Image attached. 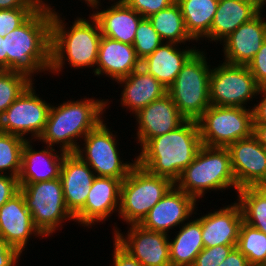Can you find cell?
<instances>
[{
	"label": "cell",
	"instance_id": "6da1fadb",
	"mask_svg": "<svg viewBox=\"0 0 266 266\" xmlns=\"http://www.w3.org/2000/svg\"><path fill=\"white\" fill-rule=\"evenodd\" d=\"M52 12L38 8L23 24L4 36L7 70L34 75L50 71ZM33 78V79H32Z\"/></svg>",
	"mask_w": 266,
	"mask_h": 266
},
{
	"label": "cell",
	"instance_id": "7bdbcfd3",
	"mask_svg": "<svg viewBox=\"0 0 266 266\" xmlns=\"http://www.w3.org/2000/svg\"><path fill=\"white\" fill-rule=\"evenodd\" d=\"M258 95L261 96L259 103L254 104L253 124H266V87H260Z\"/></svg>",
	"mask_w": 266,
	"mask_h": 266
},
{
	"label": "cell",
	"instance_id": "52a82bcc",
	"mask_svg": "<svg viewBox=\"0 0 266 266\" xmlns=\"http://www.w3.org/2000/svg\"><path fill=\"white\" fill-rule=\"evenodd\" d=\"M173 185L136 163L121 183L118 217L127 225L139 224Z\"/></svg>",
	"mask_w": 266,
	"mask_h": 266
},
{
	"label": "cell",
	"instance_id": "f1b7e54d",
	"mask_svg": "<svg viewBox=\"0 0 266 266\" xmlns=\"http://www.w3.org/2000/svg\"><path fill=\"white\" fill-rule=\"evenodd\" d=\"M189 35L198 42L209 32L219 0H176Z\"/></svg>",
	"mask_w": 266,
	"mask_h": 266
},
{
	"label": "cell",
	"instance_id": "bcb514c9",
	"mask_svg": "<svg viewBox=\"0 0 266 266\" xmlns=\"http://www.w3.org/2000/svg\"><path fill=\"white\" fill-rule=\"evenodd\" d=\"M253 135L266 148V124H253Z\"/></svg>",
	"mask_w": 266,
	"mask_h": 266
},
{
	"label": "cell",
	"instance_id": "e575fe53",
	"mask_svg": "<svg viewBox=\"0 0 266 266\" xmlns=\"http://www.w3.org/2000/svg\"><path fill=\"white\" fill-rule=\"evenodd\" d=\"M164 41L153 28L148 18H143L138 24L133 46L137 57L142 61L157 49Z\"/></svg>",
	"mask_w": 266,
	"mask_h": 266
},
{
	"label": "cell",
	"instance_id": "7dc6e473",
	"mask_svg": "<svg viewBox=\"0 0 266 266\" xmlns=\"http://www.w3.org/2000/svg\"><path fill=\"white\" fill-rule=\"evenodd\" d=\"M0 68L7 70V53L5 52L4 37L0 36Z\"/></svg>",
	"mask_w": 266,
	"mask_h": 266
},
{
	"label": "cell",
	"instance_id": "7402d4cb",
	"mask_svg": "<svg viewBox=\"0 0 266 266\" xmlns=\"http://www.w3.org/2000/svg\"><path fill=\"white\" fill-rule=\"evenodd\" d=\"M140 67L141 60L137 57L133 45L106 36L101 37L96 68L93 69L95 76L104 74L116 82Z\"/></svg>",
	"mask_w": 266,
	"mask_h": 266
},
{
	"label": "cell",
	"instance_id": "f546056e",
	"mask_svg": "<svg viewBox=\"0 0 266 266\" xmlns=\"http://www.w3.org/2000/svg\"><path fill=\"white\" fill-rule=\"evenodd\" d=\"M148 19L164 42L184 43L185 45L186 41H195L186 30L184 18L177 2L151 15Z\"/></svg>",
	"mask_w": 266,
	"mask_h": 266
},
{
	"label": "cell",
	"instance_id": "30bf717a",
	"mask_svg": "<svg viewBox=\"0 0 266 266\" xmlns=\"http://www.w3.org/2000/svg\"><path fill=\"white\" fill-rule=\"evenodd\" d=\"M110 130L103 119L83 138L84 147L79 146L75 154L91 167L96 176L123 181L137 163L136 157L132 162L121 160L117 132L114 135Z\"/></svg>",
	"mask_w": 266,
	"mask_h": 266
},
{
	"label": "cell",
	"instance_id": "8fae6325",
	"mask_svg": "<svg viewBox=\"0 0 266 266\" xmlns=\"http://www.w3.org/2000/svg\"><path fill=\"white\" fill-rule=\"evenodd\" d=\"M259 89L247 65L221 62L217 67L212 66L210 105L246 108L247 103L257 98Z\"/></svg>",
	"mask_w": 266,
	"mask_h": 266
},
{
	"label": "cell",
	"instance_id": "7c38bea8",
	"mask_svg": "<svg viewBox=\"0 0 266 266\" xmlns=\"http://www.w3.org/2000/svg\"><path fill=\"white\" fill-rule=\"evenodd\" d=\"M32 82L0 117V131L25 140H38L44 131L51 103L39 97ZM31 134V137H26ZM34 137V138H33Z\"/></svg>",
	"mask_w": 266,
	"mask_h": 266
},
{
	"label": "cell",
	"instance_id": "5b68a950",
	"mask_svg": "<svg viewBox=\"0 0 266 266\" xmlns=\"http://www.w3.org/2000/svg\"><path fill=\"white\" fill-rule=\"evenodd\" d=\"M175 185L196 201L210 190L224 191L231 187L237 192L228 149L202 145Z\"/></svg>",
	"mask_w": 266,
	"mask_h": 266
},
{
	"label": "cell",
	"instance_id": "277c9868",
	"mask_svg": "<svg viewBox=\"0 0 266 266\" xmlns=\"http://www.w3.org/2000/svg\"><path fill=\"white\" fill-rule=\"evenodd\" d=\"M95 99L84 96L81 100L51 104L44 131L38 140L51 147L60 144V150L75 153L81 146L78 140L81 141L103 120L102 115L109 108L108 99Z\"/></svg>",
	"mask_w": 266,
	"mask_h": 266
},
{
	"label": "cell",
	"instance_id": "8d00e7d4",
	"mask_svg": "<svg viewBox=\"0 0 266 266\" xmlns=\"http://www.w3.org/2000/svg\"><path fill=\"white\" fill-rule=\"evenodd\" d=\"M237 245H217L204 248L195 258L192 266H218Z\"/></svg>",
	"mask_w": 266,
	"mask_h": 266
},
{
	"label": "cell",
	"instance_id": "cb8c5ba5",
	"mask_svg": "<svg viewBox=\"0 0 266 266\" xmlns=\"http://www.w3.org/2000/svg\"><path fill=\"white\" fill-rule=\"evenodd\" d=\"M100 11L99 4L93 6L92 16L97 20L102 36L132 45L138 24L143 17L124 1L110 4ZM99 9V10H97Z\"/></svg>",
	"mask_w": 266,
	"mask_h": 266
},
{
	"label": "cell",
	"instance_id": "816d5d0a",
	"mask_svg": "<svg viewBox=\"0 0 266 266\" xmlns=\"http://www.w3.org/2000/svg\"><path fill=\"white\" fill-rule=\"evenodd\" d=\"M88 7L92 8V0H83Z\"/></svg>",
	"mask_w": 266,
	"mask_h": 266
},
{
	"label": "cell",
	"instance_id": "83f0119b",
	"mask_svg": "<svg viewBox=\"0 0 266 266\" xmlns=\"http://www.w3.org/2000/svg\"><path fill=\"white\" fill-rule=\"evenodd\" d=\"M175 237L169 236L171 266H192L197 255L204 249L201 217L184 222Z\"/></svg>",
	"mask_w": 266,
	"mask_h": 266
},
{
	"label": "cell",
	"instance_id": "d4e9b609",
	"mask_svg": "<svg viewBox=\"0 0 266 266\" xmlns=\"http://www.w3.org/2000/svg\"><path fill=\"white\" fill-rule=\"evenodd\" d=\"M179 46L177 43L163 42L141 61V68L167 89L175 81L182 66L198 50L195 46H187L188 49H184V46L181 49Z\"/></svg>",
	"mask_w": 266,
	"mask_h": 266
},
{
	"label": "cell",
	"instance_id": "ee69618b",
	"mask_svg": "<svg viewBox=\"0 0 266 266\" xmlns=\"http://www.w3.org/2000/svg\"><path fill=\"white\" fill-rule=\"evenodd\" d=\"M218 266H251L247 258L235 247Z\"/></svg>",
	"mask_w": 266,
	"mask_h": 266
},
{
	"label": "cell",
	"instance_id": "ffe728a7",
	"mask_svg": "<svg viewBox=\"0 0 266 266\" xmlns=\"http://www.w3.org/2000/svg\"><path fill=\"white\" fill-rule=\"evenodd\" d=\"M95 177L91 167L77 154L67 153L64 156L59 178L66 207L73 216L84 207Z\"/></svg>",
	"mask_w": 266,
	"mask_h": 266
},
{
	"label": "cell",
	"instance_id": "9a60e30c",
	"mask_svg": "<svg viewBox=\"0 0 266 266\" xmlns=\"http://www.w3.org/2000/svg\"><path fill=\"white\" fill-rule=\"evenodd\" d=\"M199 201H196L174 184L163 198L147 213L139 225L145 229L163 232L169 235L170 229L173 230L176 226L180 227L190 217H194L192 214H197L196 205L198 204L196 203Z\"/></svg>",
	"mask_w": 266,
	"mask_h": 266
},
{
	"label": "cell",
	"instance_id": "60d3db41",
	"mask_svg": "<svg viewBox=\"0 0 266 266\" xmlns=\"http://www.w3.org/2000/svg\"><path fill=\"white\" fill-rule=\"evenodd\" d=\"M22 254L0 238V266H17Z\"/></svg>",
	"mask_w": 266,
	"mask_h": 266
},
{
	"label": "cell",
	"instance_id": "4fadbf2b",
	"mask_svg": "<svg viewBox=\"0 0 266 266\" xmlns=\"http://www.w3.org/2000/svg\"><path fill=\"white\" fill-rule=\"evenodd\" d=\"M128 226L127 235L115 226L113 240L142 266H171L168 234L145 229L139 224Z\"/></svg>",
	"mask_w": 266,
	"mask_h": 266
},
{
	"label": "cell",
	"instance_id": "1f68e13d",
	"mask_svg": "<svg viewBox=\"0 0 266 266\" xmlns=\"http://www.w3.org/2000/svg\"><path fill=\"white\" fill-rule=\"evenodd\" d=\"M236 248L251 266H266V234L244 221L240 227Z\"/></svg>",
	"mask_w": 266,
	"mask_h": 266
},
{
	"label": "cell",
	"instance_id": "3957f363",
	"mask_svg": "<svg viewBox=\"0 0 266 266\" xmlns=\"http://www.w3.org/2000/svg\"><path fill=\"white\" fill-rule=\"evenodd\" d=\"M201 146L198 123L186 120L178 128L150 139L141 148L136 162L150 173L169 178L175 184Z\"/></svg>",
	"mask_w": 266,
	"mask_h": 266
},
{
	"label": "cell",
	"instance_id": "e0dca14e",
	"mask_svg": "<svg viewBox=\"0 0 266 266\" xmlns=\"http://www.w3.org/2000/svg\"><path fill=\"white\" fill-rule=\"evenodd\" d=\"M32 235L45 237L35 226L19 191L0 207V238L22 254Z\"/></svg>",
	"mask_w": 266,
	"mask_h": 266
},
{
	"label": "cell",
	"instance_id": "d6986e66",
	"mask_svg": "<svg viewBox=\"0 0 266 266\" xmlns=\"http://www.w3.org/2000/svg\"><path fill=\"white\" fill-rule=\"evenodd\" d=\"M266 40V20L256 15L240 25L221 43L224 62L234 65H248Z\"/></svg>",
	"mask_w": 266,
	"mask_h": 266
},
{
	"label": "cell",
	"instance_id": "4316f807",
	"mask_svg": "<svg viewBox=\"0 0 266 266\" xmlns=\"http://www.w3.org/2000/svg\"><path fill=\"white\" fill-rule=\"evenodd\" d=\"M257 15L256 0H219L217 10L204 39L221 42L240 25Z\"/></svg>",
	"mask_w": 266,
	"mask_h": 266
},
{
	"label": "cell",
	"instance_id": "836d02e7",
	"mask_svg": "<svg viewBox=\"0 0 266 266\" xmlns=\"http://www.w3.org/2000/svg\"><path fill=\"white\" fill-rule=\"evenodd\" d=\"M32 82L22 73L10 70L0 72V117Z\"/></svg>",
	"mask_w": 266,
	"mask_h": 266
},
{
	"label": "cell",
	"instance_id": "c3c4849f",
	"mask_svg": "<svg viewBox=\"0 0 266 266\" xmlns=\"http://www.w3.org/2000/svg\"><path fill=\"white\" fill-rule=\"evenodd\" d=\"M35 5H37L39 8H47L49 9L51 12H55L56 9H53L51 6L52 4H49L48 1L46 2V0H31Z\"/></svg>",
	"mask_w": 266,
	"mask_h": 266
},
{
	"label": "cell",
	"instance_id": "4dcf8cb0",
	"mask_svg": "<svg viewBox=\"0 0 266 266\" xmlns=\"http://www.w3.org/2000/svg\"><path fill=\"white\" fill-rule=\"evenodd\" d=\"M243 221L266 234V189L245 187L237 191Z\"/></svg>",
	"mask_w": 266,
	"mask_h": 266
},
{
	"label": "cell",
	"instance_id": "8992f818",
	"mask_svg": "<svg viewBox=\"0 0 266 266\" xmlns=\"http://www.w3.org/2000/svg\"><path fill=\"white\" fill-rule=\"evenodd\" d=\"M205 56V52L198 49L167 89V94L186 120L197 122L210 106L211 65Z\"/></svg>",
	"mask_w": 266,
	"mask_h": 266
},
{
	"label": "cell",
	"instance_id": "681fc988",
	"mask_svg": "<svg viewBox=\"0 0 266 266\" xmlns=\"http://www.w3.org/2000/svg\"><path fill=\"white\" fill-rule=\"evenodd\" d=\"M266 0H256V9H257V14L260 16H264L262 15L263 12L262 11L264 9V7H266Z\"/></svg>",
	"mask_w": 266,
	"mask_h": 266
},
{
	"label": "cell",
	"instance_id": "ba28073f",
	"mask_svg": "<svg viewBox=\"0 0 266 266\" xmlns=\"http://www.w3.org/2000/svg\"><path fill=\"white\" fill-rule=\"evenodd\" d=\"M19 185L35 226L46 238L61 228L64 221L75 222L66 207L60 178Z\"/></svg>",
	"mask_w": 266,
	"mask_h": 266
},
{
	"label": "cell",
	"instance_id": "f6af8a7d",
	"mask_svg": "<svg viewBox=\"0 0 266 266\" xmlns=\"http://www.w3.org/2000/svg\"><path fill=\"white\" fill-rule=\"evenodd\" d=\"M39 8L31 0H0V9Z\"/></svg>",
	"mask_w": 266,
	"mask_h": 266
},
{
	"label": "cell",
	"instance_id": "ab89813d",
	"mask_svg": "<svg viewBox=\"0 0 266 266\" xmlns=\"http://www.w3.org/2000/svg\"><path fill=\"white\" fill-rule=\"evenodd\" d=\"M20 185L17 177L0 174V207L19 192Z\"/></svg>",
	"mask_w": 266,
	"mask_h": 266
},
{
	"label": "cell",
	"instance_id": "d6a6232c",
	"mask_svg": "<svg viewBox=\"0 0 266 266\" xmlns=\"http://www.w3.org/2000/svg\"><path fill=\"white\" fill-rule=\"evenodd\" d=\"M25 142L26 140L19 136L0 131V174L18 178Z\"/></svg>",
	"mask_w": 266,
	"mask_h": 266
},
{
	"label": "cell",
	"instance_id": "7a4b0ae2",
	"mask_svg": "<svg viewBox=\"0 0 266 266\" xmlns=\"http://www.w3.org/2000/svg\"><path fill=\"white\" fill-rule=\"evenodd\" d=\"M61 15L56 11L52 12L49 73L59 74L66 62L74 69L96 67L102 37L97 20L92 14H89L88 20L77 17L67 29L65 18L61 19Z\"/></svg>",
	"mask_w": 266,
	"mask_h": 266
},
{
	"label": "cell",
	"instance_id": "d590c367",
	"mask_svg": "<svg viewBox=\"0 0 266 266\" xmlns=\"http://www.w3.org/2000/svg\"><path fill=\"white\" fill-rule=\"evenodd\" d=\"M38 8H16L0 9V36L18 28L23 24Z\"/></svg>",
	"mask_w": 266,
	"mask_h": 266
},
{
	"label": "cell",
	"instance_id": "f35d334b",
	"mask_svg": "<svg viewBox=\"0 0 266 266\" xmlns=\"http://www.w3.org/2000/svg\"><path fill=\"white\" fill-rule=\"evenodd\" d=\"M260 87H266V40L247 65Z\"/></svg>",
	"mask_w": 266,
	"mask_h": 266
},
{
	"label": "cell",
	"instance_id": "f907efd6",
	"mask_svg": "<svg viewBox=\"0 0 266 266\" xmlns=\"http://www.w3.org/2000/svg\"><path fill=\"white\" fill-rule=\"evenodd\" d=\"M112 1L114 2V0H111V2ZM121 1H123V0H115V2H121ZM100 2H101L100 0H92V7L97 5V4H99L101 6Z\"/></svg>",
	"mask_w": 266,
	"mask_h": 266
},
{
	"label": "cell",
	"instance_id": "484cf974",
	"mask_svg": "<svg viewBox=\"0 0 266 266\" xmlns=\"http://www.w3.org/2000/svg\"><path fill=\"white\" fill-rule=\"evenodd\" d=\"M116 82L124 88L121 91V106L129 108L133 116L167 94V88L141 67Z\"/></svg>",
	"mask_w": 266,
	"mask_h": 266
},
{
	"label": "cell",
	"instance_id": "5bb4252c",
	"mask_svg": "<svg viewBox=\"0 0 266 266\" xmlns=\"http://www.w3.org/2000/svg\"><path fill=\"white\" fill-rule=\"evenodd\" d=\"M238 190L266 185V148L252 134L227 147Z\"/></svg>",
	"mask_w": 266,
	"mask_h": 266
},
{
	"label": "cell",
	"instance_id": "b9f144b4",
	"mask_svg": "<svg viewBox=\"0 0 266 266\" xmlns=\"http://www.w3.org/2000/svg\"><path fill=\"white\" fill-rule=\"evenodd\" d=\"M113 246V266H142L138 260L134 259L115 240L113 241Z\"/></svg>",
	"mask_w": 266,
	"mask_h": 266
},
{
	"label": "cell",
	"instance_id": "9c48e42d",
	"mask_svg": "<svg viewBox=\"0 0 266 266\" xmlns=\"http://www.w3.org/2000/svg\"><path fill=\"white\" fill-rule=\"evenodd\" d=\"M202 145L227 148L253 134L251 106L219 107L210 105L197 121Z\"/></svg>",
	"mask_w": 266,
	"mask_h": 266
},
{
	"label": "cell",
	"instance_id": "2e32d148",
	"mask_svg": "<svg viewBox=\"0 0 266 266\" xmlns=\"http://www.w3.org/2000/svg\"><path fill=\"white\" fill-rule=\"evenodd\" d=\"M121 183L120 179L96 176L84 207L74 216L75 222L90 228L118 212Z\"/></svg>",
	"mask_w": 266,
	"mask_h": 266
},
{
	"label": "cell",
	"instance_id": "ac0fdd59",
	"mask_svg": "<svg viewBox=\"0 0 266 266\" xmlns=\"http://www.w3.org/2000/svg\"><path fill=\"white\" fill-rule=\"evenodd\" d=\"M134 119L138 125L135 139L140 148L150 139L166 134L186 121L168 94L144 107Z\"/></svg>",
	"mask_w": 266,
	"mask_h": 266
},
{
	"label": "cell",
	"instance_id": "74e56055",
	"mask_svg": "<svg viewBox=\"0 0 266 266\" xmlns=\"http://www.w3.org/2000/svg\"><path fill=\"white\" fill-rule=\"evenodd\" d=\"M129 7L134 9L143 18L166 9L176 2V0H123Z\"/></svg>",
	"mask_w": 266,
	"mask_h": 266
},
{
	"label": "cell",
	"instance_id": "603a6c76",
	"mask_svg": "<svg viewBox=\"0 0 266 266\" xmlns=\"http://www.w3.org/2000/svg\"><path fill=\"white\" fill-rule=\"evenodd\" d=\"M31 140H26L22 148L19 183H37L60 177L61 166L66 152L56 151L54 147L33 149ZM60 152V155H59Z\"/></svg>",
	"mask_w": 266,
	"mask_h": 266
},
{
	"label": "cell",
	"instance_id": "44dd1931",
	"mask_svg": "<svg viewBox=\"0 0 266 266\" xmlns=\"http://www.w3.org/2000/svg\"><path fill=\"white\" fill-rule=\"evenodd\" d=\"M236 202L201 215L204 248L237 245L243 214L240 204Z\"/></svg>",
	"mask_w": 266,
	"mask_h": 266
}]
</instances>
